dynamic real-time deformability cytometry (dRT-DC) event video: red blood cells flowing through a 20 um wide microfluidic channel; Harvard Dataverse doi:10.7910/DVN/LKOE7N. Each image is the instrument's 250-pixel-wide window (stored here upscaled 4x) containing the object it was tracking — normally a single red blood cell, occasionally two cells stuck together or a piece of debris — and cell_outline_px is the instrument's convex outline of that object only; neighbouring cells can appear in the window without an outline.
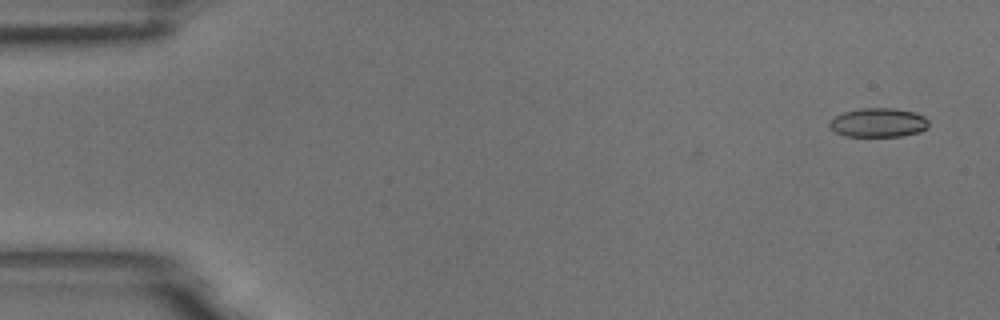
{"species": "common noctule bat (a hibernating species)", "species_latin": "Nyctalus noctula", "temperature_condition": "room temperature", "stored_images_in_passage": 15, "camera_frame_rate_fps": 3000, "um_per_image_px": 0.085, "animal": {"sex": "male", "body_mass_g": 18.8}, "frame": {"image": 1, "passage_image": 1, "time_ms": 0.0, "image_size_px": [1000, 320], "cell_outline_px": [[928, 128], [920, 132], [900, 136], [844, 136], [836, 132], [828, 124], [836, 116], [844, 112], [860, 108], [892, 108], [912, 112], [924, 116], [928, 120]], "centroid_in_image_um": [74.68, 10.42], "position_along_channel_um": 10.3, "area_um2": 16.65}}
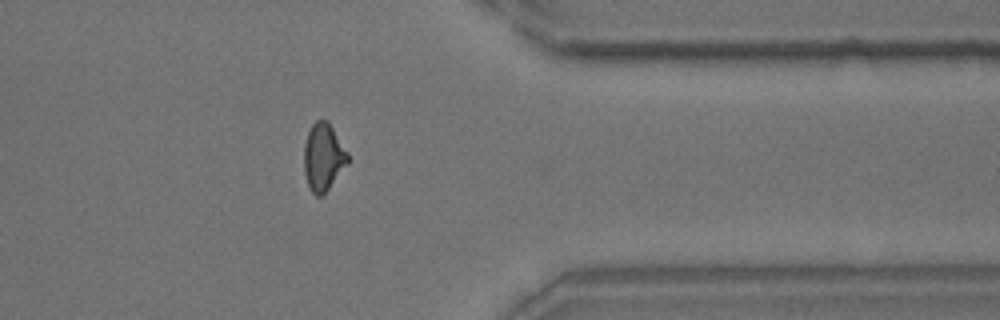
{"frame": {"image": 2, "passage_image": 13, "time_ms": 4.0, "image_size_px": [1000, 320], "cell_outline_px": [[348, 164], [324, 196], [316, 196], [308, 188], [304, 172], [304, 144], [308, 132], [312, 124], [316, 120], [328, 120], [348, 152]], "centroid_in_image_um": [27.49, 13.38], "position_along_channel_um": 383.9, "area_um2": 17.57}}
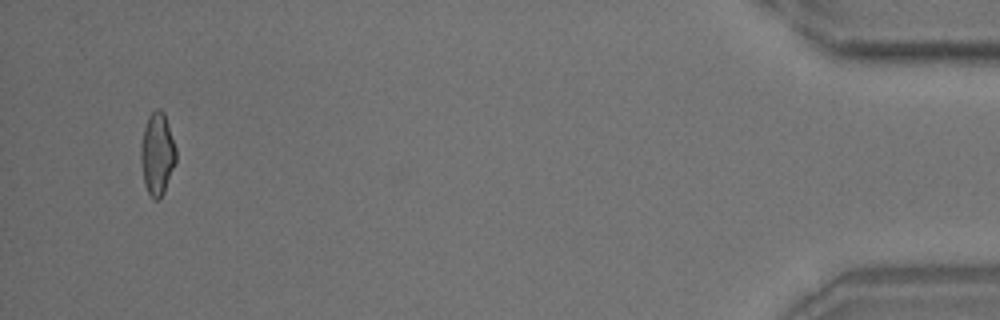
{"frame": {"image": 3, "passage_image": 15, "time_ms": 4.667, "image_size_px": [1000, 320], "cell_outline_px": [[176, 160], [164, 192], [160, 200], [152, 200], [144, 184], [140, 160], [140, 144], [144, 128], [148, 116], [156, 108], [160, 108], [164, 112], [176, 148]], "centroid_in_image_um": [13.35, 13.09], "position_along_channel_um": 421.9, "area_um2": 17.05}}